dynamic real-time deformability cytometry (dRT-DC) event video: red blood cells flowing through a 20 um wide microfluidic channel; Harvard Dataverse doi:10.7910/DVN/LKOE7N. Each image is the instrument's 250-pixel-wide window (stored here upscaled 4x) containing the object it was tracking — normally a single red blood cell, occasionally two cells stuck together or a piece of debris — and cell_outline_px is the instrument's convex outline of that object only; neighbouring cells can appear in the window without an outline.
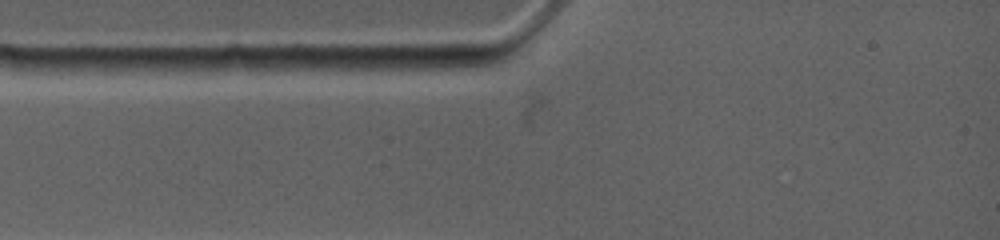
{"species": "common noctule bat (a hibernating species)", "species_latin": "Nyctalus noctula", "temperature_condition": "warm", "stored_images_in_passage": 1, "camera_frame_rate_fps": 4500, "um_per_image_px": 0.085, "animal": {"sex": "female", "body_mass_g": 19.0, "forearm_length_mm": 53.3}, "frame": {"image": 1, "passage_image": 1, "time_ms": 0.0, "image_size_px": [1000, 240], "cell_outline_px": [[252, 68], [196, 76], [140, 76], [120, 72], [116, 68], [132, 60], [228, 56], [244, 56]], "centroid_in_image_um": [15.7, 5.63], "position_along_channel_um": 69.3, "area_um2": 14.91}}